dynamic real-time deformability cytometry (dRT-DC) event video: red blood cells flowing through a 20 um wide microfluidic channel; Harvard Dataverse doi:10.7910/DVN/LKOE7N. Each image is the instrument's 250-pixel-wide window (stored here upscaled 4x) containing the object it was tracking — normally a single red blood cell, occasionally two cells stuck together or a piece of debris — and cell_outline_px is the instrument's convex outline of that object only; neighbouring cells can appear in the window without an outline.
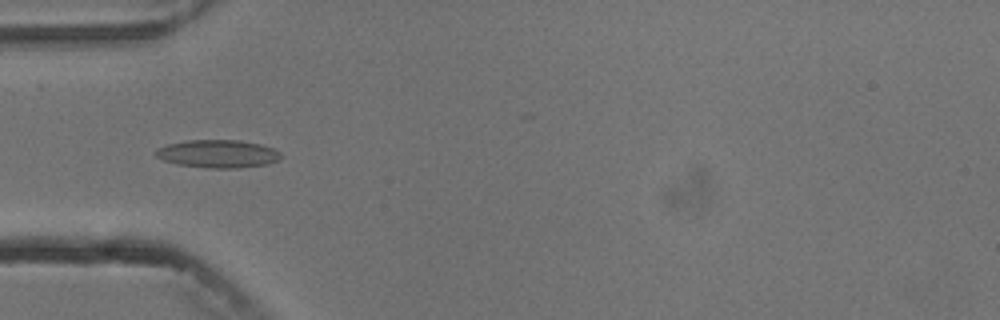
{"species": "common noctule bat (a hibernating species)", "species_latin": "Nyctalus noctula", "temperature_condition": "cold", "stored_images_in_passage": 5, "camera_frame_rate_fps": 3000, "um_per_image_px": 0.085, "animal": {"sex": "male", "body_mass_g": 13.3}, "frame": {"image": 1, "passage_image": 3, "time_ms": 2.0, "image_size_px": [1000, 320], "cell_outline_px": [[280, 160], [268, 164], [236, 168], [208, 168], [176, 164], [164, 160], [156, 156], [156, 148], [168, 144], [188, 140], [240, 140], [260, 144], [272, 148], [280, 152]], "centroid_in_image_um": [18.52, 13.07], "position_along_channel_um": 66.5, "area_um2": 20.35}}
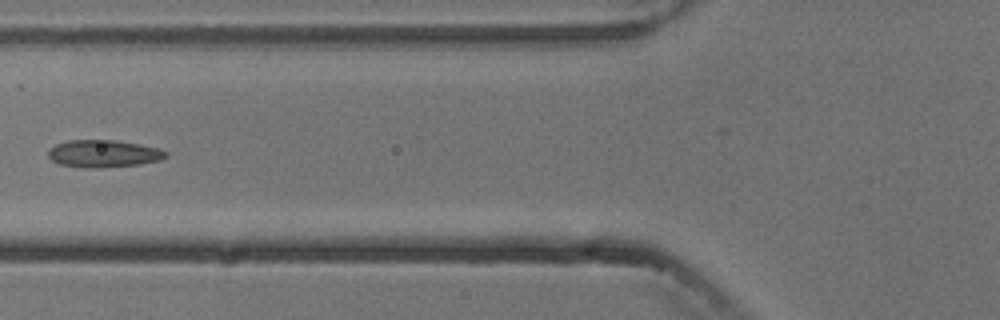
{"frame": {"image": 2, "passage_image": 4, "time_ms": 3.333, "image_size_px": [1000, 320], "cell_outline_px": [[168, 156], [160, 160], [140, 164], [100, 168], [84, 168], [60, 164], [52, 160], [48, 156], [48, 148], [56, 144], [68, 140], [116, 140], [160, 148], [168, 152]], "centroid_in_image_um": [8.8, 13.06], "position_along_channel_um": 117.0, "area_um2": 18.9}}
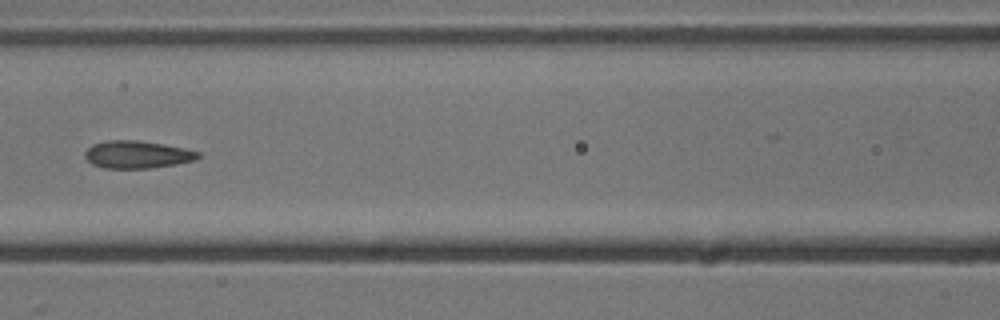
{"frame": {"image": 3, "passage_image": 5, "time_ms": 4.333, "image_size_px": [1000, 320], "cell_outline_px": [[200, 156], [196, 160], [176, 164], [148, 168], [104, 168], [92, 164], [84, 156], [84, 152], [92, 144], [108, 140], [136, 140], [164, 144], [184, 148], [200, 152]], "centroid_in_image_um": [11.65, 13.13], "position_along_channel_um": 154.9, "area_um2": 18.15}}